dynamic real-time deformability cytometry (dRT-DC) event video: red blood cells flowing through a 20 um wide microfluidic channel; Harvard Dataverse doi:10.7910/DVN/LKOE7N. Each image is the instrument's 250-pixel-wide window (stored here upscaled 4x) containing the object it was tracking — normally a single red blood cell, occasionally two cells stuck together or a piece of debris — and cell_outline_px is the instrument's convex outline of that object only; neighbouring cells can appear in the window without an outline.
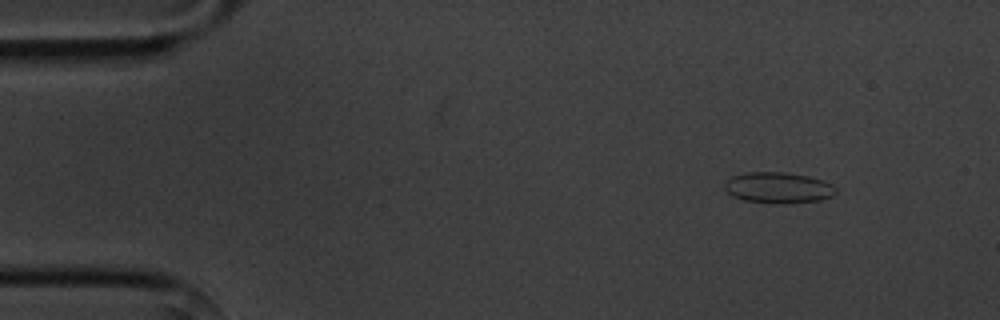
{"species": "common noctule bat (a hibernating species)", "species_latin": "Nyctalus noctula", "temperature_condition": "cold", "stored_images_in_passage": 5, "camera_frame_rate_fps": 3000, "um_per_image_px": 0.085, "animal": {"sex": "male", "body_mass_g": 20.1, "forearm_length_mm": 53.5}, "frame": {"image": 1, "passage_image": 2, "time_ms": 1.0, "image_size_px": [1000, 320], "cell_outline_px": [[836, 192], [832, 196], [820, 200], [788, 204], [776, 204], [744, 200], [732, 196], [724, 188], [724, 180], [732, 176], [744, 172], [788, 172], [808, 176], [824, 180], [832, 184], [836, 188]], "centroid_in_image_um": [66.14, 15.95], "position_along_channel_um": 18.9, "area_um2": 20.46}}
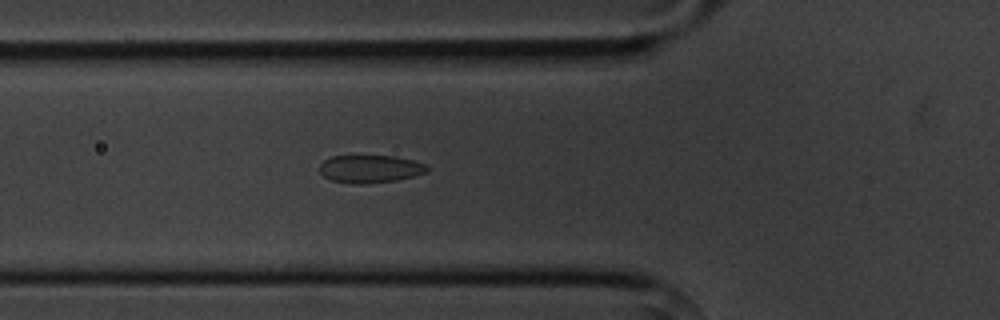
{"frame": {"image": 2, "passage_image": 5, "time_ms": 5.333, "image_size_px": [1000, 320], "cell_outline_px": [[428, 172], [416, 176], [396, 180], [368, 184], [352, 184], [332, 180], [324, 176], [320, 172], [320, 164], [324, 160], [332, 156], [396, 156], [412, 160], [424, 164], [428, 168]], "centroid_in_image_um": [31.47, 14.36], "position_along_channel_um": 94.3, "area_um2": 17.46}}